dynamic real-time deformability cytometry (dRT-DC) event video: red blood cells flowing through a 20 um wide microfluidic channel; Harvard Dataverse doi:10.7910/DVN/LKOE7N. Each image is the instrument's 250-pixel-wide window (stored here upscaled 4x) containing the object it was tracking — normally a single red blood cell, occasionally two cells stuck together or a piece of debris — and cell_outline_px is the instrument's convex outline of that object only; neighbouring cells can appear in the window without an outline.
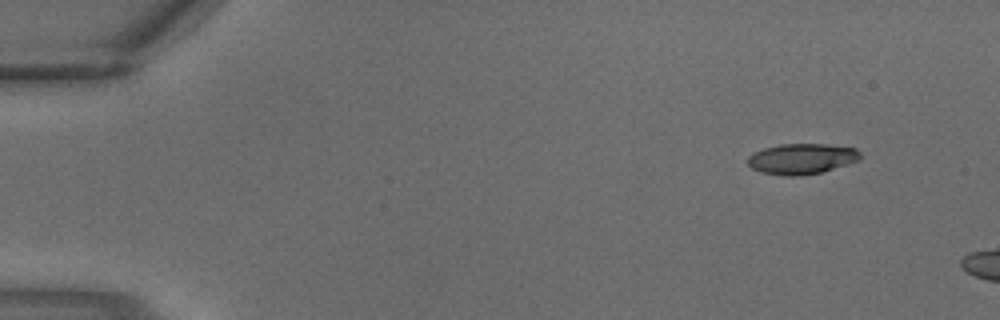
{"species": "common noctule bat (a hibernating species)", "species_latin": "Nyctalus noctula", "temperature_condition": "warm", "stored_images_in_passage": 2, "camera_frame_rate_fps": 3000, "um_per_image_px": 0.085, "animal": {"sex": "male", "body_mass_g": 18.8}, "frame": {"image": 1, "passage_image": 1, "time_ms": 0.0, "image_size_px": [1000, 320], "cell_outline_px": [[860, 160], [820, 172], [800, 176], [784, 176], [760, 172], [752, 168], [748, 164], [748, 156], [752, 152], [764, 148], [780, 144], [824, 144], [856, 148], [860, 152]], "centroid_in_image_um": [68.11, 13.5], "position_along_channel_um": 16.9, "area_um2": 20.06}}